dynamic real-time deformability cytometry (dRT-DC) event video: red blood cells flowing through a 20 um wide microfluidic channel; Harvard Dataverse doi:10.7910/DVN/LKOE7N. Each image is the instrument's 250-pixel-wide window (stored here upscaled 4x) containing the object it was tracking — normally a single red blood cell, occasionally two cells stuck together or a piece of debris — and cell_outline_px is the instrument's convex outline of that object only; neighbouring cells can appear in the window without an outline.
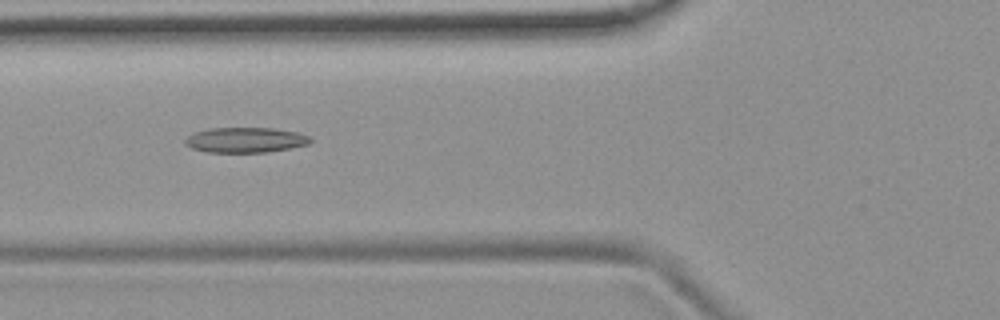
{"species": "common noctule bat (a hibernating species)", "species_latin": "Nyctalus noctula", "temperature_condition": "room temperature", "stored_images_in_passage": 39, "camera_frame_rate_fps": 3000, "um_per_image_px": 0.085, "animal": {"sex": "female", "body_mass_g": 19.9}, "frame": {"image": 1, "passage_image": 6, "time_ms": 1.667, "image_size_px": [1000, 320], "cell_outline_px": [[312, 140], [308, 144], [268, 152], [208, 152], [192, 148], [184, 144], [184, 140], [192, 132], [208, 128], [272, 128], [300, 132], [308, 136]], "centroid_in_image_um": [20.83, 11.89], "position_along_channel_um": 105.0, "area_um2": 18.44}}
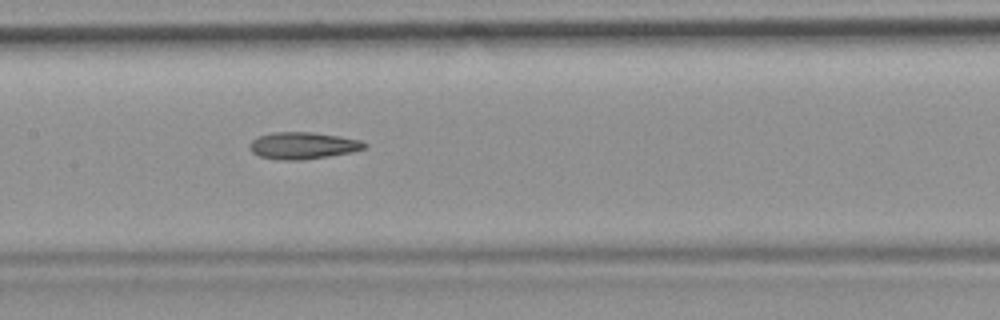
{"frame": {"image": 2, "passage_image": 12, "time_ms": 3.667, "image_size_px": [1000, 320], "cell_outline_px": [[368, 144], [364, 148], [352, 152], [328, 156], [300, 160], [284, 160], [260, 156], [252, 152], [248, 148], [248, 144], [252, 140], [260, 136], [272, 132], [312, 132], [340, 136], [360, 140]], "centroid_in_image_um": [25.74, 12.37], "position_along_channel_um": 181.7, "area_um2": 17.92}}
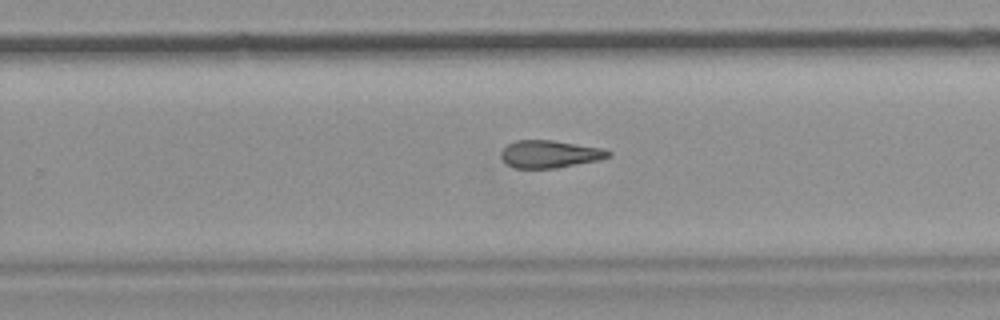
{"frame": {"image": 3, "passage_image": 20, "time_ms": 6.333, "image_size_px": [1000, 320], "cell_outline_px": [[612, 156], [600, 160], [556, 168], [512, 168], [500, 156], [500, 152], [508, 144], [516, 140], [552, 140], [604, 148], [612, 152]], "centroid_in_image_um": [46.77, 13.09], "position_along_channel_um": 283.0, "area_um2": 17.34}, "authors_computed_cell_mechanics": {"area_um2": 17.6868, "velocity_mm_per_s": 3.8237, "shape_relaxation_time_tau1_ms": null, "shape_relaxation_time_tau2_ms": 11.0309, "deformation_change_tau1": null, "deformation_change_tau2": 0.2747}}